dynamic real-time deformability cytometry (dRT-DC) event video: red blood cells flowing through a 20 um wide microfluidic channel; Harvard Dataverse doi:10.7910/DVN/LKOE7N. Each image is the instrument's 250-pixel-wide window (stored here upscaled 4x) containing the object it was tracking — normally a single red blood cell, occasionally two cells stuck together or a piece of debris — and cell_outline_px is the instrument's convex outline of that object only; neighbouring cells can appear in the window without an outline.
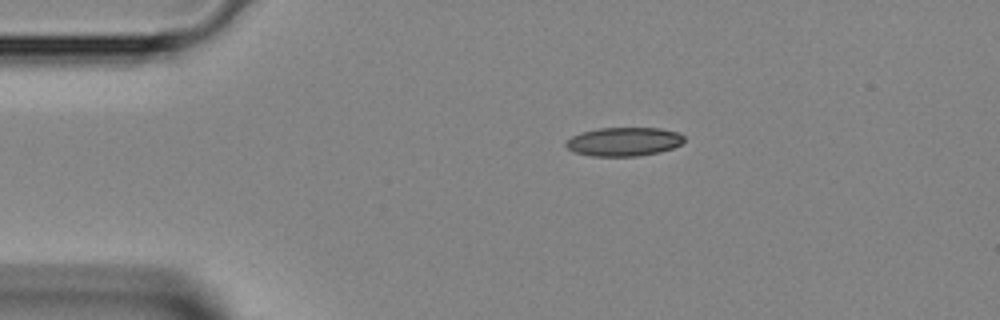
{"species": "Egyptian fruit bat (a non-hibernating species)", "species_latin": "Rousettus aegyptiacus", "temperature_condition": "room temperature", "stored_images_in_passage": 18, "camera_frame_rate_fps": 3000, "um_per_image_px": 0.085, "animal": {"sex": "female"}, "frame": {"image": 1, "passage_image": 1, "time_ms": 0.0, "image_size_px": [1000, 320], "cell_outline_px": [[684, 140], [680, 144], [672, 148], [660, 152], [636, 156], [592, 156], [576, 152], [568, 148], [564, 144], [564, 140], [580, 132], [596, 128], [660, 128], [676, 132], [684, 136]], "centroid_in_image_um": [52.98, 12.03], "position_along_channel_um": 32.0, "area_um2": 19.83}}
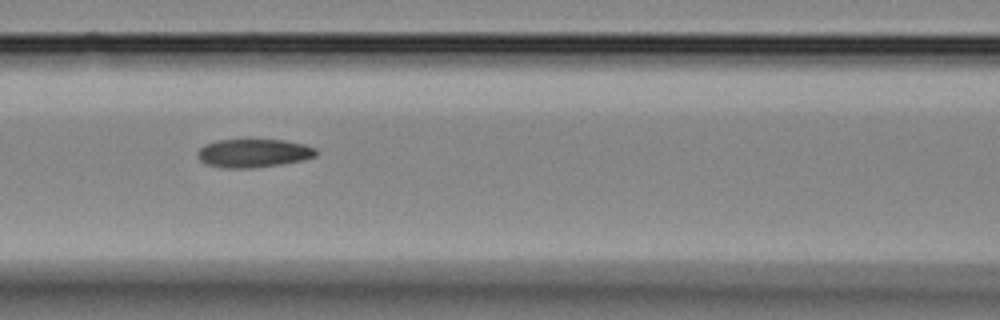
{"frame": {"image": 2, "passage_image": 11, "time_ms": 3.333, "image_size_px": [1000, 320], "cell_outline_px": [[316, 156], [304, 160], [280, 164], [252, 168], [224, 168], [208, 164], [200, 160], [196, 156], [196, 152], [204, 144], [216, 140], [244, 136], [284, 140], [304, 144], [316, 148]], "centroid_in_image_um": [21.51, 12.96], "position_along_channel_um": 145.1, "area_um2": 20.63}}
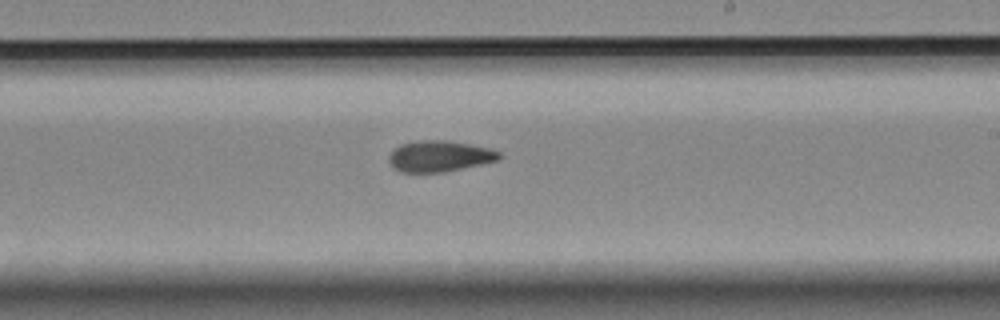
{"frame": {"image": 3, "passage_image": 18, "time_ms": 5.667, "image_size_px": [1000, 320], "cell_outline_px": [[504, 156], [500, 160], [444, 172], [400, 172], [392, 168], [388, 160], [388, 156], [400, 144], [416, 140], [448, 140], [472, 144], [492, 148], [500, 152]], "centroid_in_image_um": [37.39, 13.27], "position_along_channel_um": 251.6, "area_um2": 20.35}}